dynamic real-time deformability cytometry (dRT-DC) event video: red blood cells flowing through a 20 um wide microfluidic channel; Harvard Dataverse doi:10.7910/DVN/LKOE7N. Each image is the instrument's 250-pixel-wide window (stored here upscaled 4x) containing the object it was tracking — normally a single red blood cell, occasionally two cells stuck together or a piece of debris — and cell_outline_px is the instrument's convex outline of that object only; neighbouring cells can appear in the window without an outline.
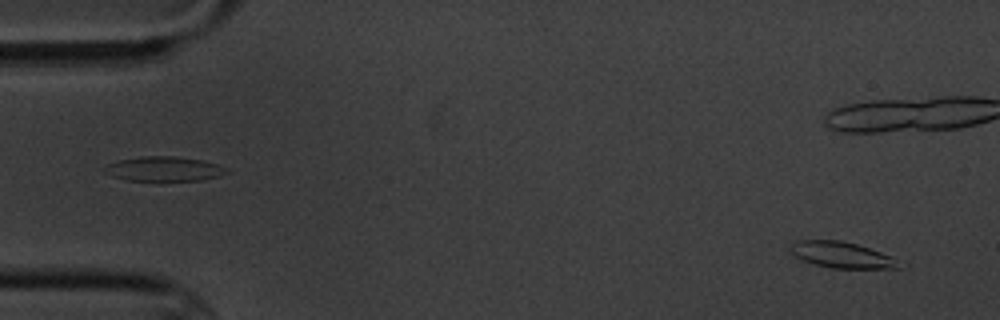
{"species": "common noctule bat (a hibernating species)", "species_latin": "Nyctalus noctula", "temperature_condition": "cold", "stored_images_in_passage": 5, "camera_frame_rate_fps": 3000, "um_per_image_px": 0.085, "animal": {"sex": "male", "body_mass_g": 20.1, "forearm_length_mm": 53.5}, "frame": {"image": 1, "passage_image": 1, "time_ms": 0.0, "image_size_px": [1000, 320], "cell_outline_px": [[900, 268], [832, 268], [816, 264], [804, 260], [796, 256], [792, 252], [792, 244], [796, 240], [840, 240], [856, 244], [892, 256], [900, 264]], "centroid_in_image_um": [71.56, 21.66], "position_along_channel_um": 13.4, "area_um2": 16.07}}